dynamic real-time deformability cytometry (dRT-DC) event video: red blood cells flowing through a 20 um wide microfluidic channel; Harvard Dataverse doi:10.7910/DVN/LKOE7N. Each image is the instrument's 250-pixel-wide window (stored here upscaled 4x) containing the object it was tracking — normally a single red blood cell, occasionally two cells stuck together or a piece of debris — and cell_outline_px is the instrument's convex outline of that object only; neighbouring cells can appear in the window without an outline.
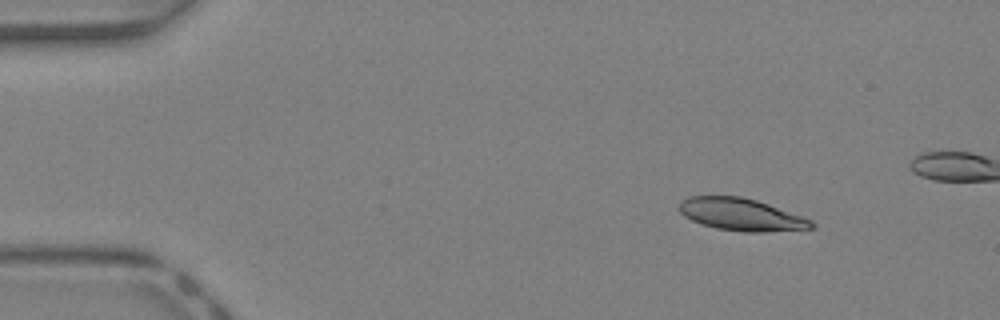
{"species": "Egyptian fruit bat (a non-hibernating species)", "species_latin": "Rousettus aegyptiacus", "temperature_condition": "warm", "stored_images_in_passage": 37, "camera_frame_rate_fps": 3000, "um_per_image_px": 0.085, "animal": {"sex": "female"}, "frame": {"image": 1, "passage_image": 5, "time_ms": 1.333, "image_size_px": [1000, 320], "cell_outline_px": [[812, 228], [720, 228], [704, 224], [692, 220], [680, 212], [680, 204], [684, 200], [692, 196], [740, 196], [764, 204], [808, 220], [812, 224]], "centroid_in_image_um": [62.78, 18.15], "position_along_channel_um": 22.2, "area_um2": 21.91}}
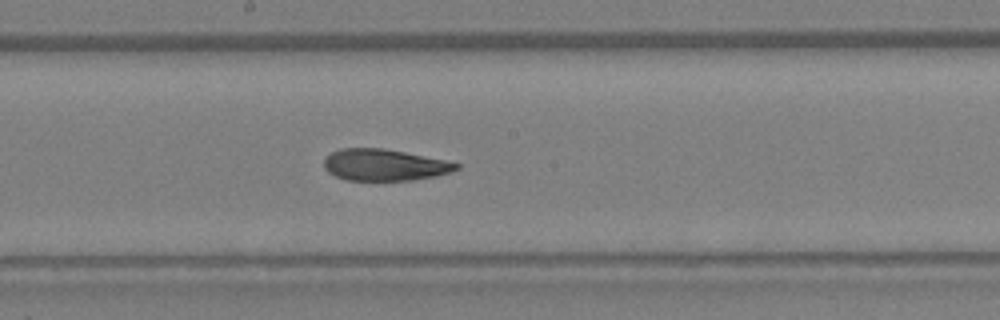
{"frame": {"image": 2, "passage_image": 22, "time_ms": 7.0, "image_size_px": [1000, 320], "cell_outline_px": [[460, 164], [456, 168], [448, 172], [432, 176], [404, 180], [348, 180], [336, 176], [328, 172], [324, 164], [324, 160], [332, 152], [344, 148], [380, 148]], "centroid_in_image_um": [32.56, 14.02], "position_along_channel_um": 215.6, "area_um2": 23.24}}
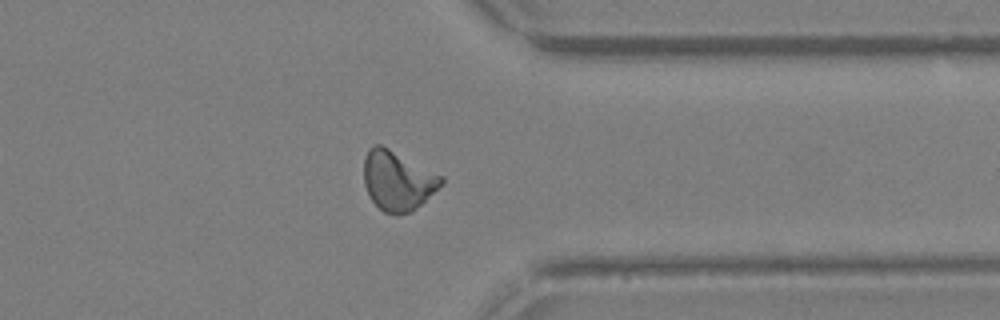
{"frame": {"image": 3, "passage_image": 32, "time_ms": 10.333, "image_size_px": [1000, 320], "cell_outline_px": [[444, 180], [420, 204], [408, 212], [384, 212], [372, 200], [364, 184], [364, 160], [368, 152], [376, 144], [380, 144], [444, 176]], "centroid_in_image_um": [33.78, 15.32], "position_along_channel_um": 377.6, "area_um2": 25.84}}